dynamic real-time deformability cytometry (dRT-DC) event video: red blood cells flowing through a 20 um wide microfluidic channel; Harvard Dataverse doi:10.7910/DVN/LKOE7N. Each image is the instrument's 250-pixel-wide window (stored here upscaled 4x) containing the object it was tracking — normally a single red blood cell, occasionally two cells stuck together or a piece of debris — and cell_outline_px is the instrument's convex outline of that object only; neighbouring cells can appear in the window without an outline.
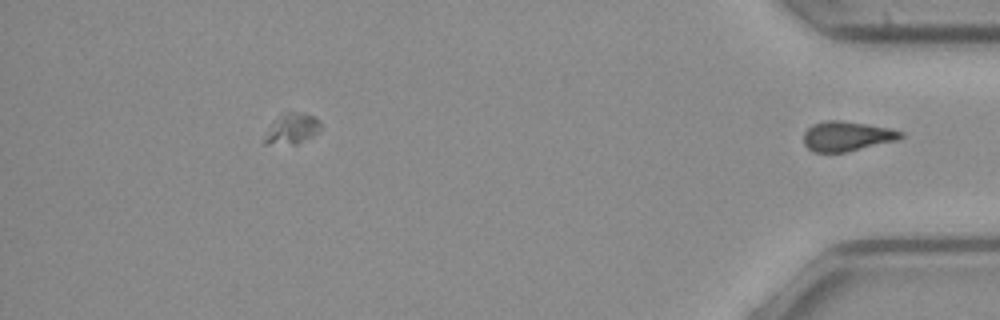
{"species": "common noctule bat (a hibernating species)", "species_latin": "Nyctalus noctula", "temperature_condition": "cold", "stored_images_in_passage": 47, "segment_of_instrument_passage": [2, 2], "camera_frame_rate_fps": 3000, "um_per_image_px": 0.085, "animal": {"sex": "female", "body_mass_g": 21.9}, "frame": {"image": 1, "passage_image": 47, "time_ms": 15.333, "image_size_px": [1000, 320], "cell_outline_px": [[904, 136], [900, 140], [848, 152], [812, 152], [804, 144], [804, 132], [812, 124], [824, 120], [840, 120], [888, 128], [904, 132]], "centroid_in_image_um": [72.0, 11.59], "position_along_channel_um": 363.2, "area_um2": 17.05}}